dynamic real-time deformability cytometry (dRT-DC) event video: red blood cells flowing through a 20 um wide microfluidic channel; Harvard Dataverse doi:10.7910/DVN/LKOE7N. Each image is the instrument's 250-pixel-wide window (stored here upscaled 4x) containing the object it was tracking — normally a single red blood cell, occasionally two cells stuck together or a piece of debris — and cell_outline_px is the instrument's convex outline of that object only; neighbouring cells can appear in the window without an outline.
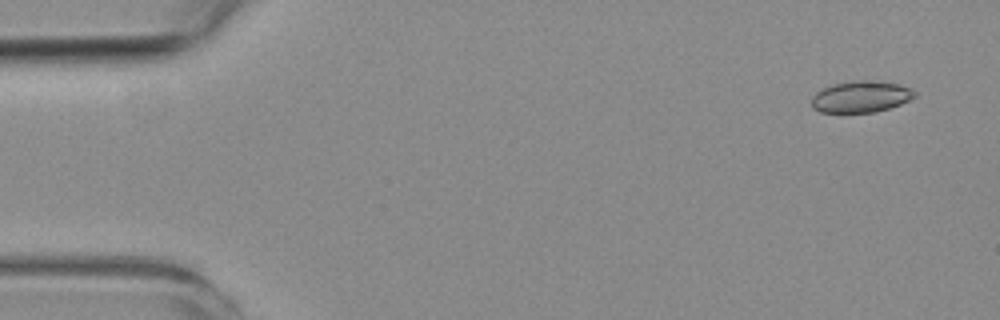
{"species": "common noctule bat (a hibernating species)", "species_latin": "Nyctalus noctula", "temperature_condition": "room temperature", "stored_images_in_passage": 4, "camera_frame_rate_fps": 3000, "um_per_image_px": 0.085, "animal": {"sex": "female", "body_mass_g": 19.3, "forearm_length_mm": 54.1}, "frame": {"image": 1, "passage_image": 1, "time_ms": 0.0, "image_size_px": [1000, 320], "cell_outline_px": [[916, 96], [900, 104], [876, 112], [820, 112], [812, 108], [812, 96], [816, 92], [832, 84], [852, 80], [876, 80], [900, 84], [916, 92]], "centroid_in_image_um": [73.16, 8.2], "position_along_channel_um": 11.8, "area_um2": 18.96}}
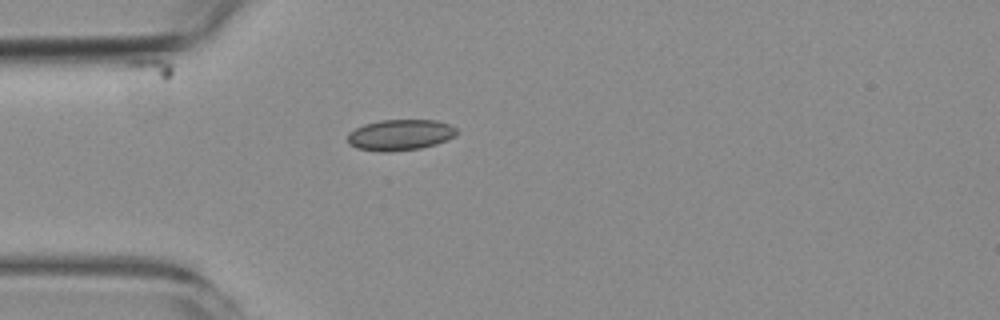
{"frame": {"image": 2, "passage_image": 4, "time_ms": 4.0, "image_size_px": [1000, 320], "cell_outline_px": [[456, 136], [448, 140], [436, 144], [420, 148], [388, 152], [384, 152], [356, 148], [348, 144], [348, 132], [364, 124], [380, 120], [436, 120], [448, 124], [456, 128]], "centroid_in_image_um": [34.0, 11.47], "position_along_channel_um": 51.0, "area_um2": 19.71}}